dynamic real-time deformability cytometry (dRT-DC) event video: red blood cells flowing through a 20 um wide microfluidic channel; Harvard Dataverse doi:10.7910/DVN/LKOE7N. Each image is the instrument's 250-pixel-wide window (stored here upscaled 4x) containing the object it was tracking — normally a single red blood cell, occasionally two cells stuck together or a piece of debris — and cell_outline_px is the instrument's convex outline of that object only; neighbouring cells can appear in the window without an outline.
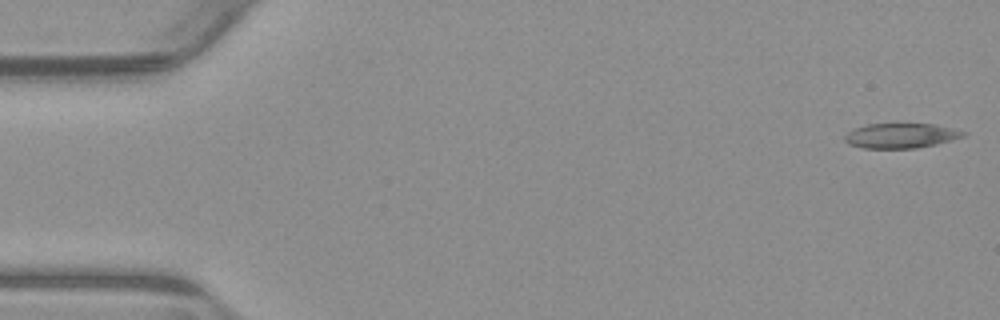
{"species": "common noctule bat (a hibernating species)", "species_latin": "Nyctalus noctula", "temperature_condition": "warm", "stored_images_in_passage": 53, "camera_frame_rate_fps": 3000, "um_per_image_px": 0.085, "animal": {"sex": "male", "body_mass_g": 23.1, "forearm_length_mm": 52.7}, "frame": {"image": 1, "passage_image": 1, "time_ms": 0.0, "image_size_px": [1000, 320], "cell_outline_px": [[968, 132], [964, 136], [936, 144], [916, 148], [864, 148], [848, 144], [844, 140], [844, 136], [852, 128], [868, 124], [936, 124]], "centroid_in_image_um": [76.55, 11.53], "position_along_channel_um": 8.4, "area_um2": 17.17}}
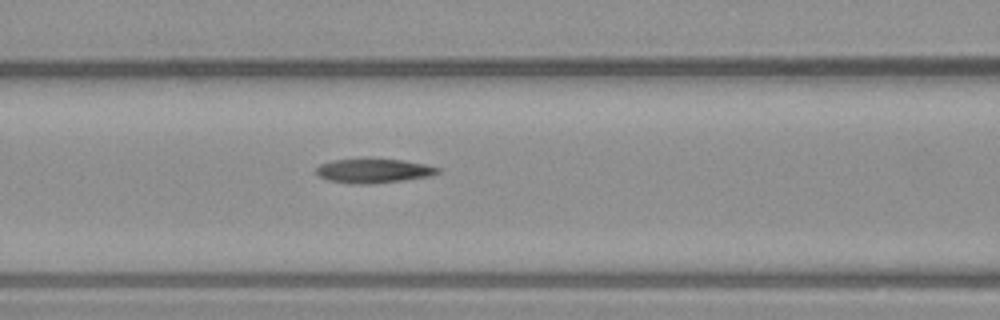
{"frame": {"image": 2, "passage_image": 22, "time_ms": 7.0, "image_size_px": [1000, 320], "cell_outline_px": [[440, 172], [432, 176], [404, 180], [372, 184], [352, 184], [328, 180], [320, 176], [316, 172], [316, 168], [320, 164], [332, 160], [364, 156], [404, 160], [424, 164], [440, 168]], "centroid_in_image_um": [31.74, 14.48], "position_along_channel_um": 134.9, "area_um2": 17.98}}
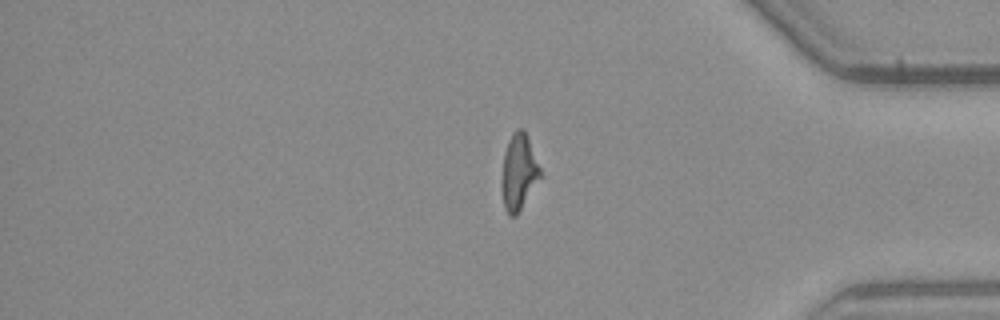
{"frame": {"image": 3, "passage_image": 44, "time_ms": 14.333, "image_size_px": [1000, 320], "cell_outline_px": [[544, 176], [516, 216], [508, 216], [504, 208], [504, 152], [508, 140], [512, 132], [516, 128], [524, 128], [528, 136]], "centroid_in_image_um": [44.18, 14.6], "position_along_channel_um": 391.0, "area_um2": 17.11}, "authors_computed_cell_mechanics": {"area_um2": 17.5134, "velocity_mm_per_s": 3.8403, "shape_relaxation_time_tau1_ms": null, "shape_relaxation_time_tau2_ms": 2.7868, "deformation_change_tau1": null, "deformation_change_tau2": 0.1118}}